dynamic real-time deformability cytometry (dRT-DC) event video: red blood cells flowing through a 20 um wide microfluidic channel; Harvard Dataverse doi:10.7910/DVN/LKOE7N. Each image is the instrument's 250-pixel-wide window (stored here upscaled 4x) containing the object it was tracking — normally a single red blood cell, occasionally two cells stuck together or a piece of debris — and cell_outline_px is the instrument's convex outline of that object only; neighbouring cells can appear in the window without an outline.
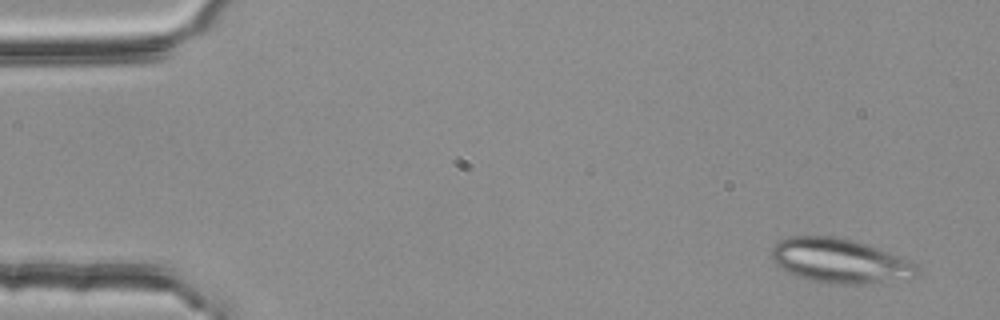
{"species": "common noctule bat (a hibernating species)", "species_latin": "Nyctalus noctula", "temperature_condition": "room temperature", "stored_images_in_passage": 3, "camera_frame_rate_fps": 3000, "um_per_image_px": 0.085, "animal": {"sex": "female", "body_mass_g": 25.1}, "frame": {"image": 1, "passage_image": 1, "time_ms": 0.0, "image_size_px": [1000, 320], "cell_outline_px": [[916, 276], [912, 280], [864, 284], [828, 284], [796, 276], [780, 268], [772, 260], [772, 248], [776, 240], [788, 236], [832, 236], [852, 240], [880, 248], [900, 256], [916, 264]], "centroid_in_image_um": [71.39, 22.18], "position_along_channel_um": 13.6, "area_um2": 38.21}}